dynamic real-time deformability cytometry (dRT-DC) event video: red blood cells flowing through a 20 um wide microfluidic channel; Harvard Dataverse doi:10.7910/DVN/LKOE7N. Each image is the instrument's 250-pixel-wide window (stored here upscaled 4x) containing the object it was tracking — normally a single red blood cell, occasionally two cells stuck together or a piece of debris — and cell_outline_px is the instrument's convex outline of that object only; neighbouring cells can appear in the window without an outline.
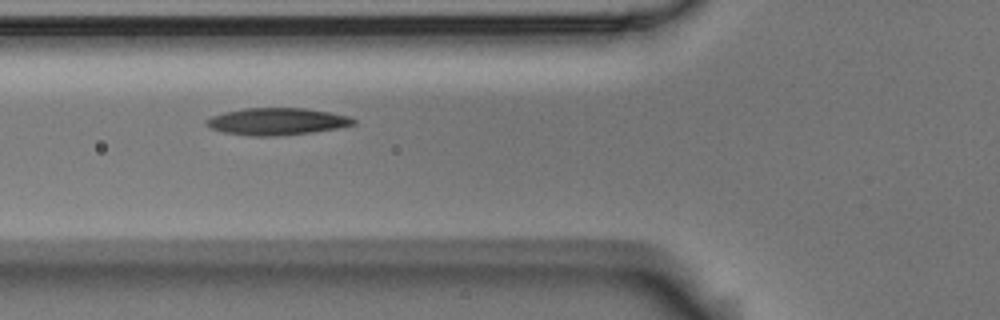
{"species": "Egyptian fruit bat (a non-hibernating species)", "species_latin": "Rousettus aegyptiacus", "temperature_condition": "room temperature", "stored_images_in_passage": 6, "camera_frame_rate_fps": 3000, "um_per_image_px": 0.085, "animal": {"sex": "male"}, "frame": {"image": 1, "passage_image": 2, "time_ms": 0.333, "image_size_px": [1000, 320], "cell_outline_px": [[356, 124], [336, 128], [312, 132], [276, 136], [252, 136], [224, 132], [208, 128], [204, 124], [204, 120], [212, 116], [224, 112], [244, 108], [304, 108], [328, 112], [348, 116], [356, 120]], "centroid_in_image_um": [23.48, 10.32], "position_along_channel_um": 102.3, "area_um2": 23.18}}
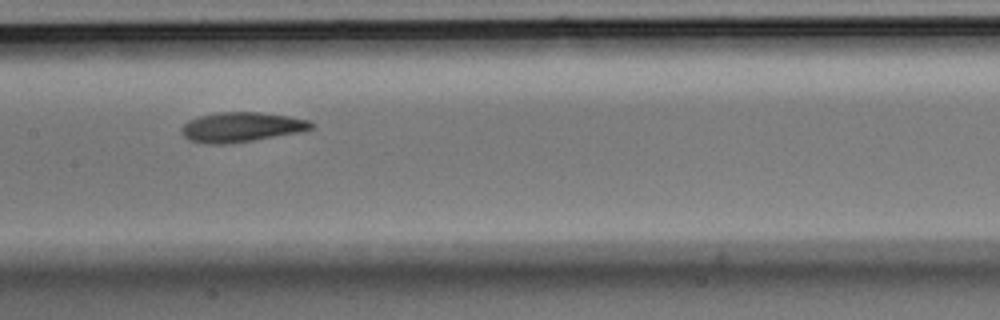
{"frame": {"image": 2, "passage_image": 4, "time_ms": 1.0, "image_size_px": [1000, 320], "cell_outline_px": [[316, 128], [304, 132], [252, 140], [224, 144], [212, 144], [192, 140], [184, 136], [180, 132], [180, 128], [188, 120], [200, 116], [216, 112], [260, 112], [288, 116], [308, 120], [316, 124]], "centroid_in_image_um": [20.58, 10.79], "position_along_channel_um": 186.8, "area_um2": 22.6}}
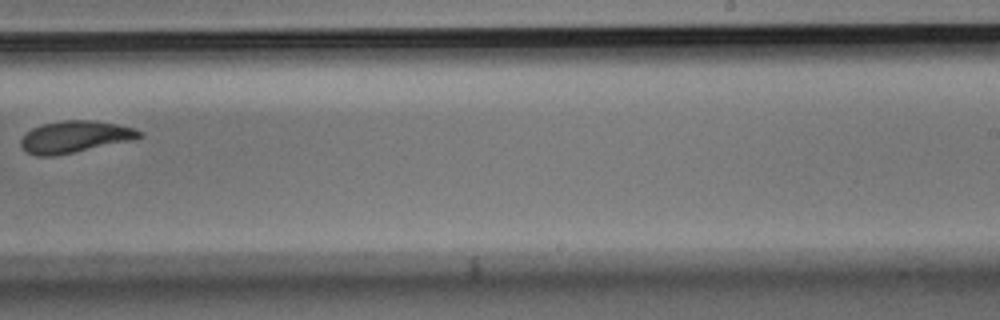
{"frame": {"image": 3, "passage_image": 6, "time_ms": 1.667, "image_size_px": [1000, 320], "cell_outline_px": [[144, 136], [136, 140], [56, 156], [36, 156], [24, 152], [20, 144], [20, 140], [32, 128], [44, 124], [64, 120], [92, 120], [116, 124], [136, 128], [144, 132]], "centroid_in_image_um": [6.42, 11.64], "position_along_channel_um": 282.6, "area_um2": 22.37}}